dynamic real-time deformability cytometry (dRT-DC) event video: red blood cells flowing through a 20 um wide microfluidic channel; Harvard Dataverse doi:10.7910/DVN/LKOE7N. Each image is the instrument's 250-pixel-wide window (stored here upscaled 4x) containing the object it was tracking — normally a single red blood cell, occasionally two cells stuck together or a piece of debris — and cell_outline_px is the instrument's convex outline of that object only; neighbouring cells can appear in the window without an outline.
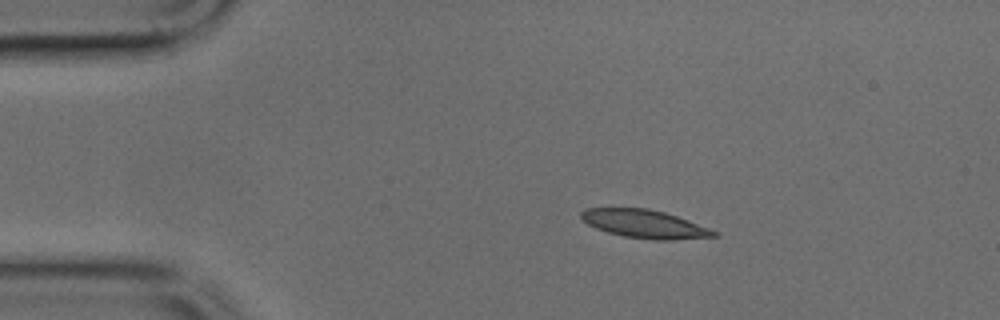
{"species": "common noctule bat (a hibernating species)", "species_latin": "Nyctalus noctula", "temperature_condition": "cold", "stored_images_in_passage": 41, "camera_frame_rate_fps": 3000, "um_per_image_px": 0.085, "animal": {"sex": "male", "body_mass_g": 17.9, "forearm_length_mm": 54.2}, "frame": {"image": 1, "passage_image": 1, "time_ms": 0.0, "image_size_px": [1000, 320], "cell_outline_px": [[720, 236], [672, 240], [652, 240], [624, 236], [608, 232], [596, 228], [588, 224], [580, 216], [580, 212], [584, 208], [648, 208], [664, 212], [676, 216], [720, 232]], "centroid_in_image_um": [54.81, 19.04], "position_along_channel_um": 30.2, "area_um2": 21.85}}
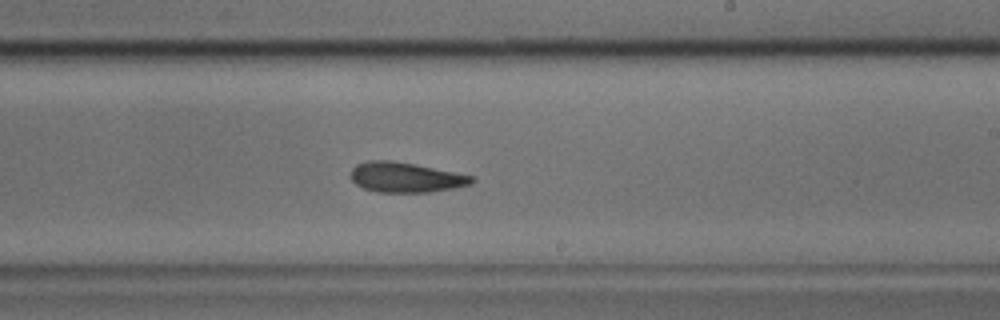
{"frame": {"image": 2, "passage_image": 21, "time_ms": 6.667, "image_size_px": [1000, 320], "cell_outline_px": [[476, 180], [472, 184], [452, 188], [428, 192], [376, 192], [364, 188], [356, 184], [352, 180], [352, 168], [356, 164], [368, 160], [392, 160], [456, 172], [476, 176]], "centroid_in_image_um": [34.51, 15.07], "position_along_channel_um": 254.5, "area_um2": 21.21}}
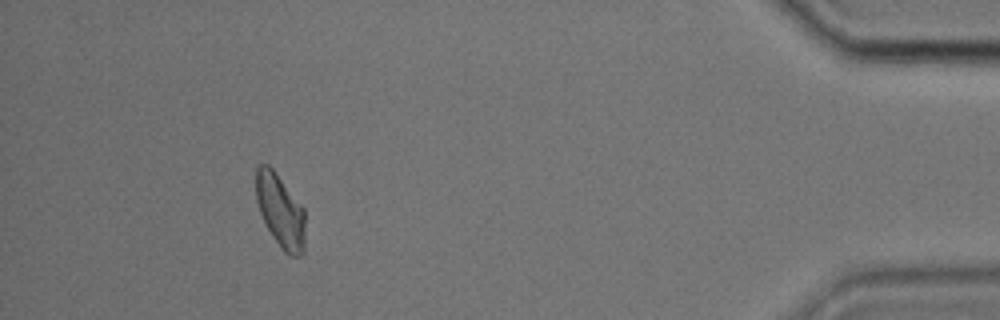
{"frame": {"image": 3, "passage_image": 37, "time_ms": 12.0, "image_size_px": [1000, 320], "cell_outline_px": [[304, 252], [300, 256], [288, 256], [284, 252], [264, 224], [256, 200], [256, 168], [260, 164], [268, 164], [276, 172], [304, 208]], "centroid_in_image_um": [23.82, 17.93], "position_along_channel_um": 411.4, "area_um2": 21.1}}